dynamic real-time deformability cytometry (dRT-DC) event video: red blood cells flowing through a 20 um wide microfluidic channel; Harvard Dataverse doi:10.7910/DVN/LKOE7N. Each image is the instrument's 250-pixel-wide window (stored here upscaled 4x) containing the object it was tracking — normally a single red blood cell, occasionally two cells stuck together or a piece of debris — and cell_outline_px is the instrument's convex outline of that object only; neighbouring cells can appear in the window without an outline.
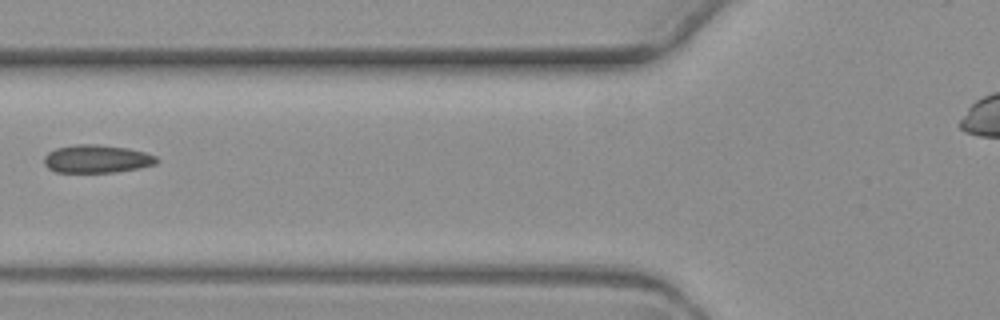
{"species": "common noctule bat (a hibernating species)", "species_latin": "Nyctalus noctula", "temperature_condition": "warm", "stored_images_in_passage": 2, "camera_frame_rate_fps": 3000, "um_per_image_px": 0.085, "animal": {"sex": "female", "body_mass_g": 19.3, "forearm_length_mm": 54.1}, "frame": {"image": 1, "passage_image": 2, "time_ms": 1.333, "image_size_px": [1000, 320], "cell_outline_px": [[160, 160], [156, 164], [116, 172], [56, 172], [48, 168], [44, 164], [44, 156], [48, 152], [56, 148], [76, 144], [96, 144], [128, 148], [144, 152], [156, 156]], "centroid_in_image_um": [8.21, 13.5], "position_along_channel_um": 117.6, "area_um2": 18.38}}